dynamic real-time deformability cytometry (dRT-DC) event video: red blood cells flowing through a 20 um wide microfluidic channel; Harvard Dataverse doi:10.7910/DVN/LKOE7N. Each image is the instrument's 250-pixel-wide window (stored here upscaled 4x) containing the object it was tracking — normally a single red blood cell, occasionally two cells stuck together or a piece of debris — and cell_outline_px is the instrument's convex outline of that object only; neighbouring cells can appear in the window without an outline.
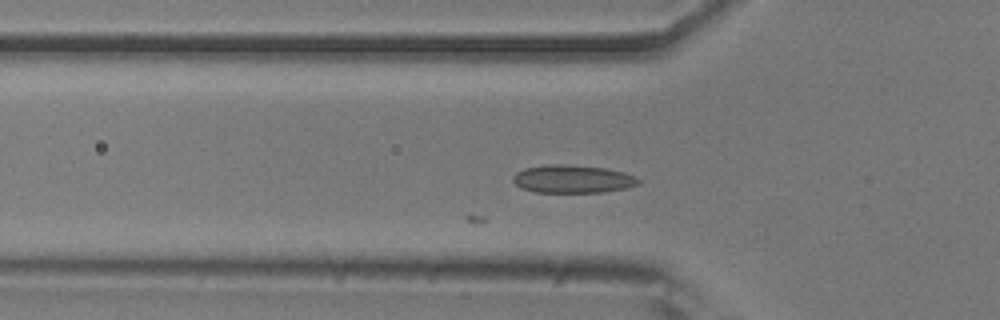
{"species": "common noctule bat (a hibernating species)", "species_latin": "Nyctalus noctula", "temperature_condition": "room temperature", "stored_images_in_passage": 20, "camera_frame_rate_fps": 3000, "um_per_image_px": 0.085, "animal": {"sex": "male", "body_mass_g": 20.5, "forearm_length_mm": 52.5}, "frame": {"image": 1, "passage_image": 5, "time_ms": 1.333, "image_size_px": [1000, 320], "cell_outline_px": [[640, 184], [624, 188], [604, 192], [532, 192], [520, 188], [512, 180], [512, 176], [516, 172], [524, 168], [548, 164], [564, 164], [604, 168], [624, 172], [636, 176], [640, 180]], "centroid_in_image_um": [48.65, 15.21], "position_along_channel_um": 77.2, "area_um2": 20.58}}
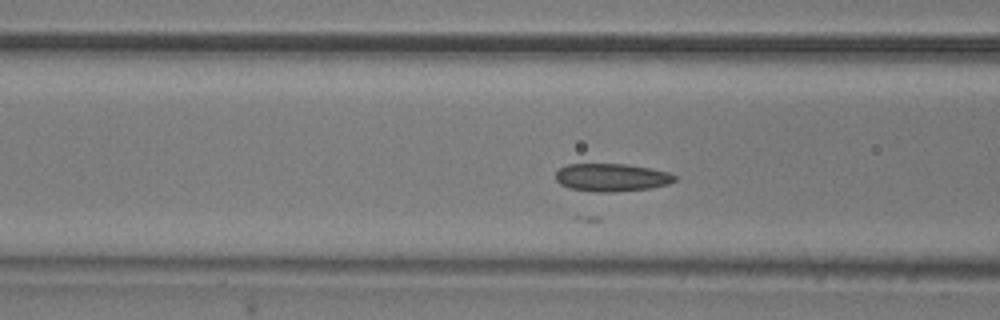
{"frame": {"image": 2, "passage_image": 8, "time_ms": 2.333, "image_size_px": [1000, 320], "cell_outline_px": [[676, 180], [668, 184], [648, 188], [612, 192], [596, 192], [568, 188], [560, 184], [556, 180], [556, 172], [560, 168], [568, 164], [628, 164], [668, 172], [676, 176]], "centroid_in_image_um": [51.96, 15.08], "position_along_channel_um": 114.6, "area_um2": 19.25}}
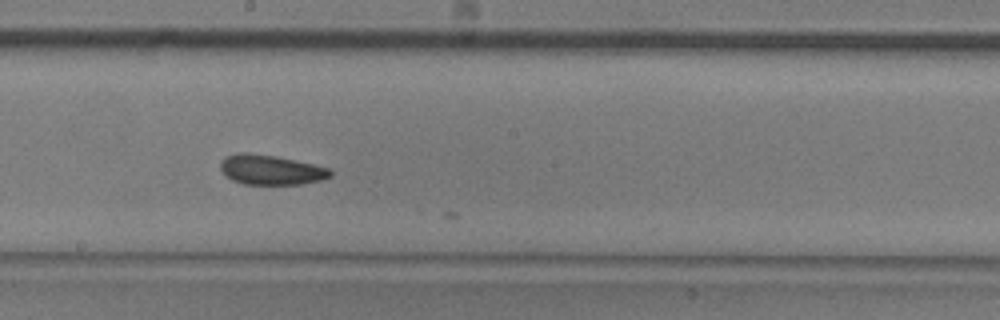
{"frame": {"image": 3, "passage_image": 17, "time_ms": 5.333, "image_size_px": [1000, 320], "cell_outline_px": [[332, 176], [320, 180], [300, 184], [244, 184], [232, 180], [220, 168], [220, 164], [224, 156], [240, 152], [244, 152], [276, 156], [332, 168]], "centroid_in_image_um": [23.04, 14.42], "position_along_channel_um": 225.2, "area_um2": 19.07}}